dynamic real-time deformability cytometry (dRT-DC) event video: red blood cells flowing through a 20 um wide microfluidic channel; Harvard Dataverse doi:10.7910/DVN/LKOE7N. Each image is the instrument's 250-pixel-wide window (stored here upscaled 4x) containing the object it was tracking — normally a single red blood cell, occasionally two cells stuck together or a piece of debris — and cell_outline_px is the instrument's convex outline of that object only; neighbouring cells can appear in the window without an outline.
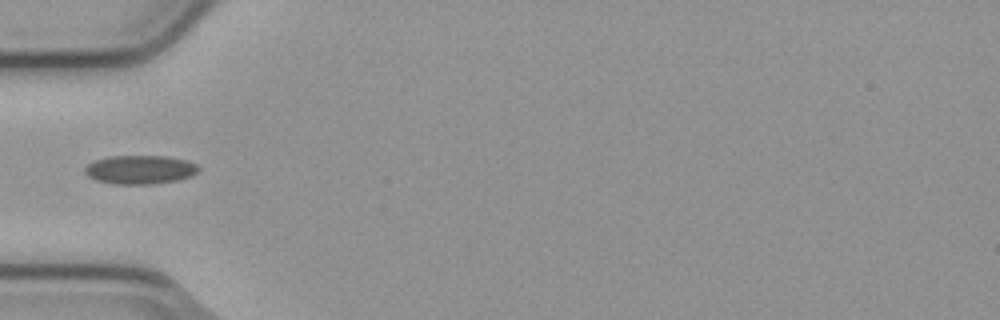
{"species": "common noctule bat (a hibernating species)", "species_latin": "Nyctalus noctula", "temperature_condition": "cold", "stored_images_in_passage": 1, "camera_frame_rate_fps": 3000, "um_per_image_px": 0.085, "animal": {"sex": "male", "body_mass_g": 23.1, "forearm_length_mm": 52.7}, "frame": {"image": 1, "passage_image": 1, "time_ms": 0.0, "image_size_px": [1000, 320], "cell_outline_px": [[200, 168], [192, 176], [176, 180], [152, 184], [112, 184], [96, 180], [88, 176], [84, 172], [84, 168], [88, 164], [96, 160], [112, 156], [168, 156], [184, 160], [196, 164]], "centroid_in_image_um": [11.89, 14.42], "position_along_channel_um": 73.1, "area_um2": 18.96}}